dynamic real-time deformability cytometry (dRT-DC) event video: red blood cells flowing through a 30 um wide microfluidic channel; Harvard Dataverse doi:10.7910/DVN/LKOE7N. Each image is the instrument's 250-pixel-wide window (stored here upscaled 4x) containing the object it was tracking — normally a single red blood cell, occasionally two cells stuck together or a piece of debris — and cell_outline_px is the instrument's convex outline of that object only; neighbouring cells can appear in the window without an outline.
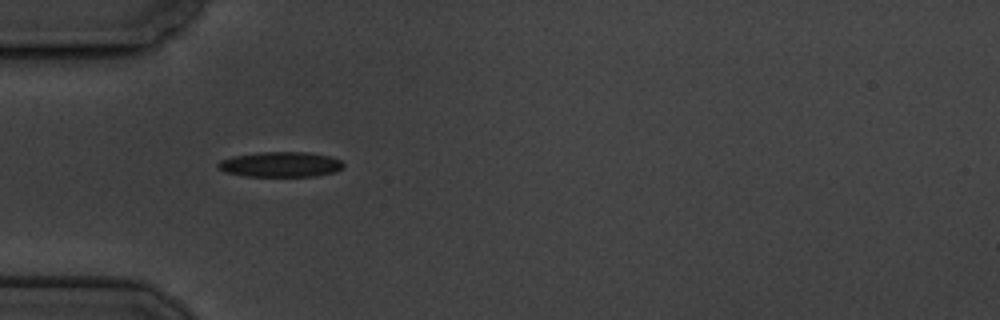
{"species": "common noctule bat (a hibernating species)", "species_latin": "Nyctalus noctula", "temperature_condition": "cold", "stored_images_in_passage": 8, "camera_frame_rate_fps": 3000, "um_per_image_px": 0.085, "animal": {"sex": "male", "body_mass_g": 19.5, "forearm_length_mm": 54.6}, "frame": {"image": 1, "passage_image": 6, "time_ms": 5.667, "image_size_px": [1000, 320], "cell_outline_px": [[344, 168], [336, 172], [316, 176], [244, 176], [224, 172], [216, 168], [216, 164], [220, 160], [232, 156], [260, 152], [308, 152], [328, 156], [340, 160], [344, 164]], "centroid_in_image_um": [23.82, 13.98], "position_along_channel_um": 61.2, "area_um2": 18.61}}
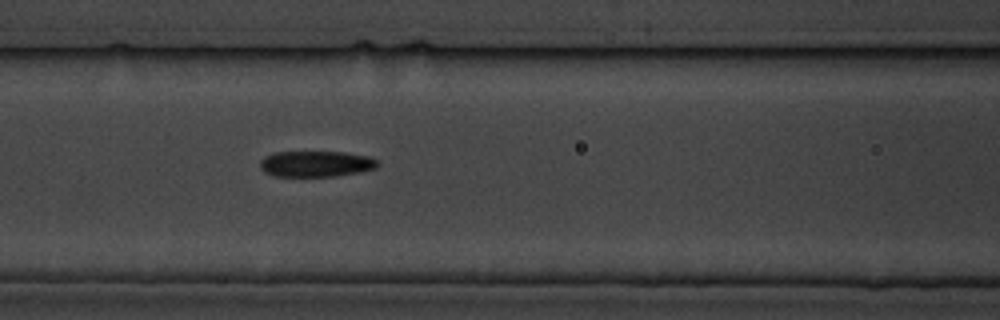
{"frame": {"image": 2, "passage_image": 8, "time_ms": 8.0, "image_size_px": [1000, 320], "cell_outline_px": [[380, 164], [376, 168], [360, 172], [336, 176], [276, 176], [264, 172], [260, 168], [260, 160], [264, 156], [276, 152], [344, 152], [368, 156], [376, 160]], "centroid_in_image_um": [26.85, 13.93], "position_along_channel_um": 139.7, "area_um2": 17.8}}